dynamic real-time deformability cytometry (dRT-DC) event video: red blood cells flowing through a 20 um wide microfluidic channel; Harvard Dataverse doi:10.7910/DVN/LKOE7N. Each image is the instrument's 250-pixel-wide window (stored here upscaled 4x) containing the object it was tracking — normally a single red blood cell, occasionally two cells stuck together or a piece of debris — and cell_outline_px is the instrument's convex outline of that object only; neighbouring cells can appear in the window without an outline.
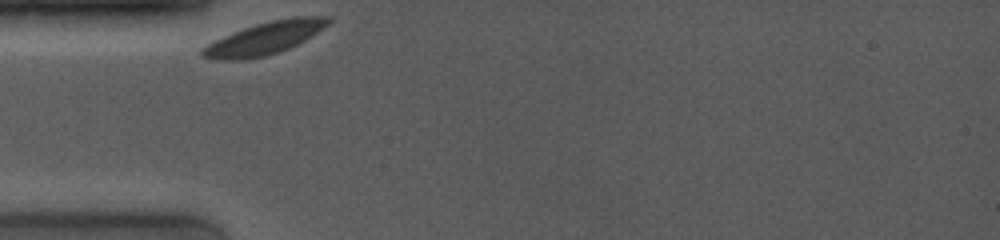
{"species": "common noctule bat (a hibernating species)", "species_latin": "Nyctalus noctula", "temperature_condition": "room temperature", "stored_images_in_passage": 6, "camera_frame_rate_fps": 4000, "um_per_image_px": 0.085, "animal": {"sex": "female", "body_mass_g": 19.0, "forearm_length_mm": 53.3}, "frame": {"image": 1, "passage_image": 1, "time_ms": 0.0, "image_size_px": [1000, 240], "cell_outline_px": [[332, 20], [328, 24], [304, 40], [288, 48], [264, 56], [244, 60], [216, 60], [200, 56], [200, 48], [232, 32], [256, 24], [272, 20], [292, 16], [332, 16]], "centroid_in_image_um": [22.46, 3.24], "position_along_channel_um": 62.5, "area_um2": 23.64}}
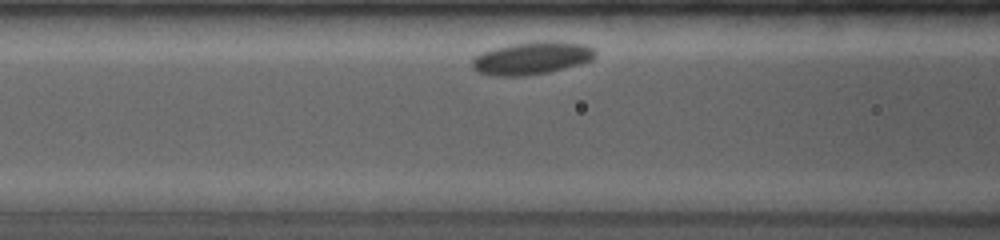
{"frame": {"image": 2, "passage_image": 5, "time_ms": 1.75, "image_size_px": [1000, 240], "cell_outline_px": [[596, 56], [592, 60], [580, 64], [548, 72], [524, 76], [492, 76], [476, 72], [472, 68], [472, 60], [476, 56], [484, 52], [496, 48], [512, 44], [544, 40], [552, 40], [584, 44], [596, 48]], "centroid_in_image_um": [45.24, 4.94], "position_along_channel_um": 121.4, "area_um2": 23.58}}